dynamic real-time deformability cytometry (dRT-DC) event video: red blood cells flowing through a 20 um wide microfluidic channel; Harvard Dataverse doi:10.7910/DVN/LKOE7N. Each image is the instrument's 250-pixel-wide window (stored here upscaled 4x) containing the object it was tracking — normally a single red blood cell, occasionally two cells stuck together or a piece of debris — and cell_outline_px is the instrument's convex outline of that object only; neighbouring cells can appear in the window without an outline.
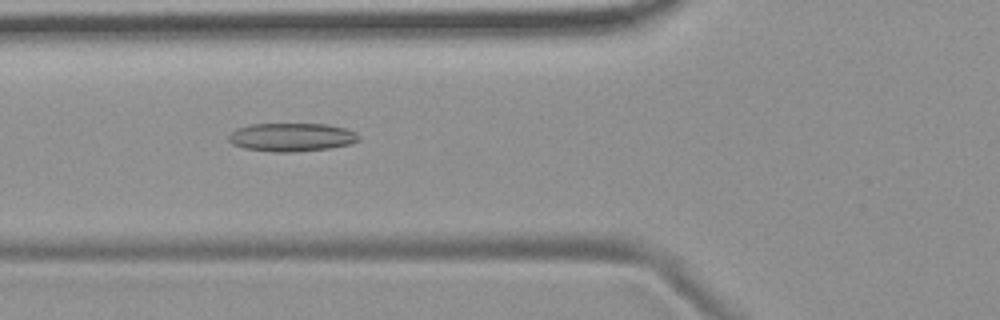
{"species": "common noctule bat (a hibernating species)", "species_latin": "Nyctalus noctula", "temperature_condition": "room temperature", "stored_images_in_passage": 9, "camera_frame_rate_fps": 3000, "um_per_image_px": 0.085, "animal": {"sex": "female", "body_mass_g": 19.9}, "frame": {"image": 1, "passage_image": 6, "time_ms": 5.667, "image_size_px": [1000, 320], "cell_outline_px": [[360, 140], [348, 144], [328, 148], [292, 152], [272, 152], [244, 148], [232, 144], [228, 140], [228, 136], [236, 128], [248, 124], [328, 124], [344, 128], [356, 132], [360, 136]], "centroid_in_image_um": [24.76, 11.65], "position_along_channel_um": 101.0, "area_um2": 21.56}}
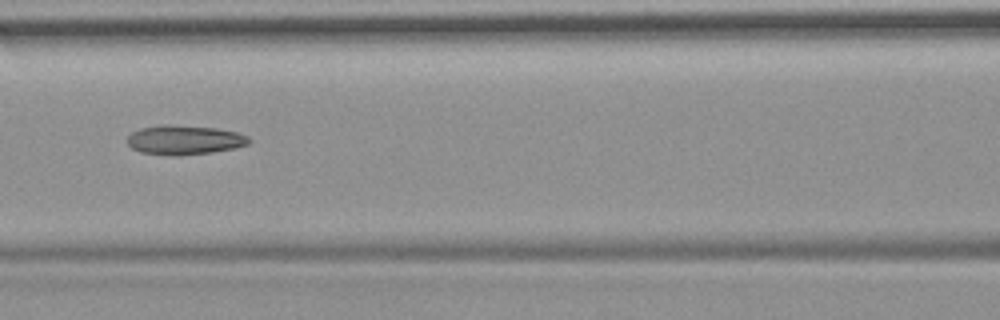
{"frame": {"image": 2, "passage_image": 7, "time_ms": 7.0, "image_size_px": [1000, 320], "cell_outline_px": [[252, 140], [248, 144], [236, 148], [212, 152], [180, 156], [172, 156], [140, 152], [132, 148], [128, 144], [128, 136], [132, 132], [140, 128], [160, 124], [168, 124], [216, 128], [236, 132], [248, 136]], "centroid_in_image_um": [15.68, 11.89], "position_along_channel_um": 150.9, "area_um2": 21.04}}
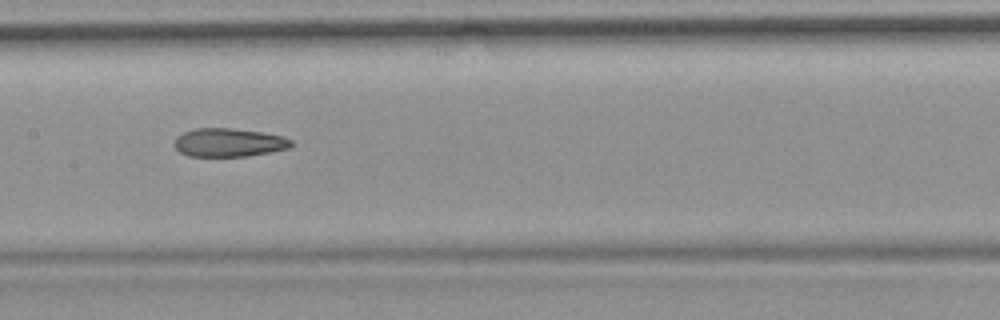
{"frame": {"image": 3, "passage_image": 8, "time_ms": 8.0, "image_size_px": [1000, 320], "cell_outline_px": [[292, 144], [288, 148], [248, 156], [188, 156], [180, 152], [172, 144], [176, 136], [184, 132], [196, 128], [232, 128], [260, 132], [284, 136], [292, 140]], "centroid_in_image_um": [19.41, 12.11], "position_along_channel_um": 188.0, "area_um2": 19.36}}